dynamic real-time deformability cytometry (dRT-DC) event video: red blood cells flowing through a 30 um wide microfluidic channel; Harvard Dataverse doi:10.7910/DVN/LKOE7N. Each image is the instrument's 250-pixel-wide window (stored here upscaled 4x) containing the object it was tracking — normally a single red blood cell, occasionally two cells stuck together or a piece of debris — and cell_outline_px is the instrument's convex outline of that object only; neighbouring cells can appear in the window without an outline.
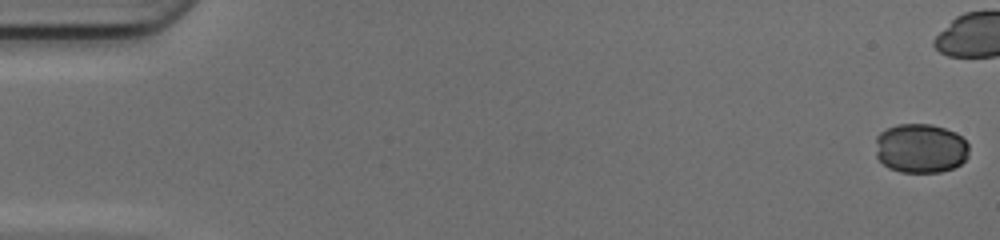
{"species": "common noctule bat (a hibernating species)", "species_latin": "Nyctalus noctula", "temperature_condition": "cold", "stored_images_in_passage": 40, "camera_frame_rate_fps": 3000, "um_per_image_px": 0.085, "animal": {"sex": "female", "body_mass_g": 17.0, "forearm_length_mm": 48.0}, "frame": {"image": 1, "passage_image": 1, "time_ms": 0.0, "image_size_px": [1000, 240], "cell_outline_px": [[968, 156], [960, 164], [952, 168], [940, 172], [900, 172], [888, 168], [876, 156], [876, 136], [880, 132], [896, 124], [932, 124], [956, 132], [968, 144]], "centroid_in_image_um": [78.23, 12.6], "position_along_channel_um": 6.8, "area_um2": 26.99}}
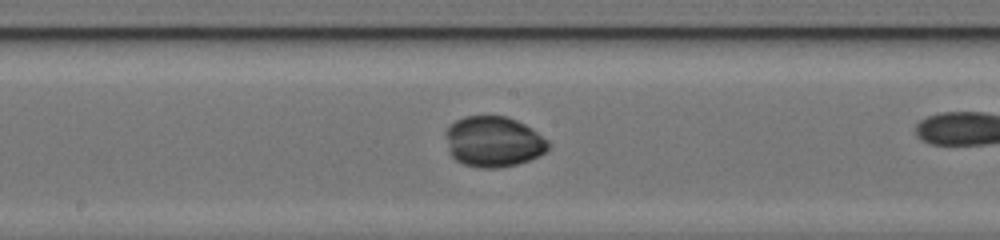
{"frame": {"image": 2, "passage_image": 27, "time_ms": 8.667, "image_size_px": [1000, 240], "cell_outline_px": [[552, 144], [544, 152], [528, 160], [516, 164], [500, 168], [480, 168], [464, 164], [456, 160], [448, 152], [444, 136], [444, 132], [448, 124], [464, 116], [508, 116], [532, 128], [548, 140]], "centroid_in_image_um": [41.9, 12.03], "position_along_channel_um": 206.3, "area_um2": 30.63}}
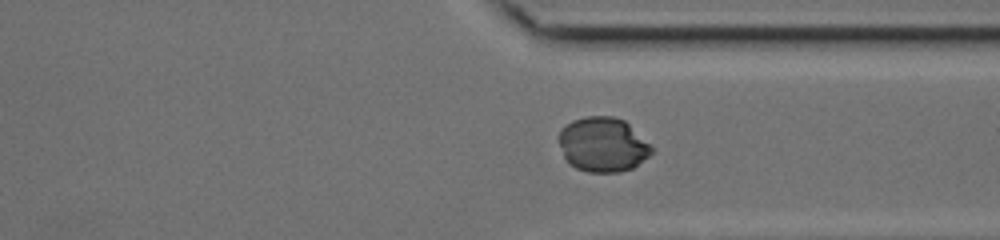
{"frame": {"image": 3, "passage_image": 38, "time_ms": 12.333, "image_size_px": [1000, 240], "cell_outline_px": [[652, 152], [648, 156], [632, 168], [620, 172], [588, 172], [576, 168], [568, 164], [564, 156], [560, 144], [560, 128], [572, 120], [584, 116], [612, 116], [624, 120], [652, 148]], "centroid_in_image_um": [51.2, 12.29], "position_along_channel_um": 360.2, "area_um2": 29.19}}